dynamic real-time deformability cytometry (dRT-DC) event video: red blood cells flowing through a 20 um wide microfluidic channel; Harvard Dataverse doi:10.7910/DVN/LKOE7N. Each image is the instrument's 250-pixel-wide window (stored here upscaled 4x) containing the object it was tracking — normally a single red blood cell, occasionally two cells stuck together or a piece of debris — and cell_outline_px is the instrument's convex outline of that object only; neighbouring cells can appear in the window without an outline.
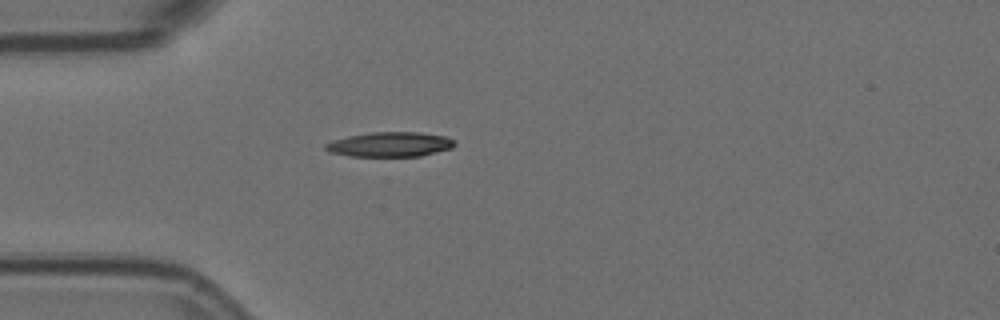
{"species": "Egyptian fruit bat (a non-hibernating species)", "species_latin": "Rousettus aegyptiacus", "temperature_condition": "room temperature", "stored_images_in_passage": 1, "camera_frame_rate_fps": 3000, "um_per_image_px": 0.085, "animal": {"sex": "female"}, "frame": {"image": 1, "passage_image": 1, "time_ms": 0.0, "image_size_px": [1000, 320], "cell_outline_px": [[456, 144], [452, 148], [420, 156], [348, 156], [328, 152], [324, 148], [324, 144], [332, 140], [348, 136], [372, 132], [416, 132], [444, 136], [456, 140]], "centroid_in_image_um": [33.13, 12.27], "position_along_channel_um": 51.9, "area_um2": 18.67}}